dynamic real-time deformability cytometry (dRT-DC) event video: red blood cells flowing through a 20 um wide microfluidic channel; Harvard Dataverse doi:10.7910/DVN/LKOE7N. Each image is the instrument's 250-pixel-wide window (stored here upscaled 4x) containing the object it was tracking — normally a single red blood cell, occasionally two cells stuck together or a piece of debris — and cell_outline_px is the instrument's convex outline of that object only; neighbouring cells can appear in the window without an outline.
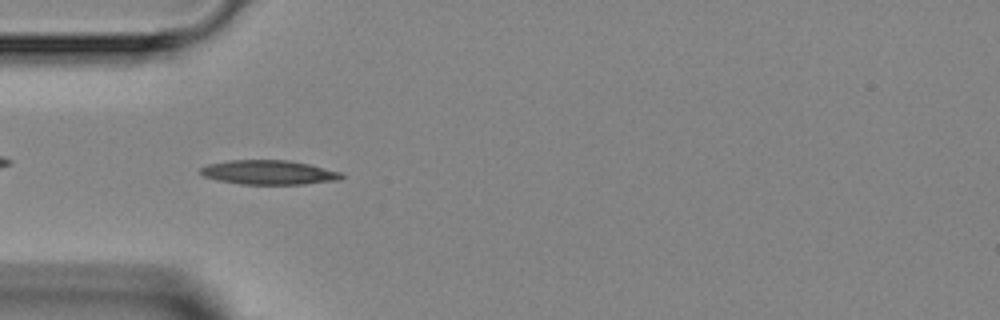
{"species": "Egyptian fruit bat (a non-hibernating species)", "species_latin": "Rousettus aegyptiacus", "temperature_condition": "room temperature", "stored_images_in_passage": 4, "camera_frame_rate_fps": 3000, "um_per_image_px": 0.085, "animal": {"sex": "female"}, "frame": {"image": 1, "passage_image": 2, "time_ms": 1.0, "image_size_px": [1000, 320], "cell_outline_px": [[344, 176], [340, 180], [304, 184], [240, 184], [220, 180], [204, 176], [200, 172], [200, 168], [208, 164], [228, 160], [288, 160], [308, 164], [340, 172]], "centroid_in_image_um": [22.85, 14.65], "position_along_channel_um": 62.2, "area_um2": 19.83}}
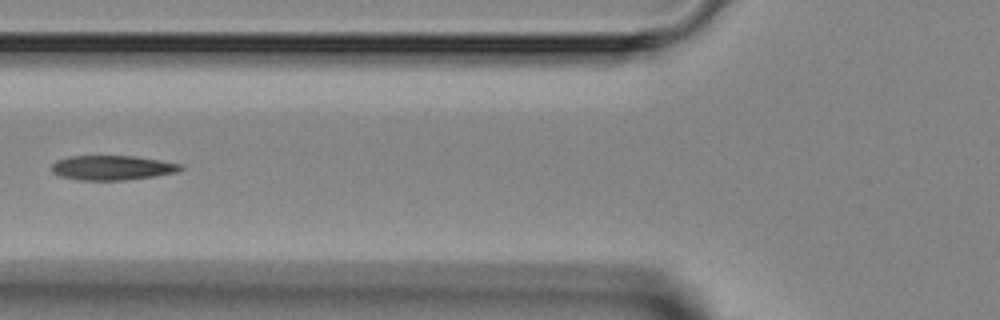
{"frame": {"image": 2, "passage_image": 3, "time_ms": 2.333, "image_size_px": [1000, 320], "cell_outline_px": [[184, 168], [176, 172], [156, 176], [124, 180], [80, 180], [60, 176], [52, 172], [52, 164], [56, 160], [68, 156], [136, 156], [184, 164]], "centroid_in_image_um": [9.56, 14.25], "position_along_channel_um": 116.2, "area_um2": 18.61}}
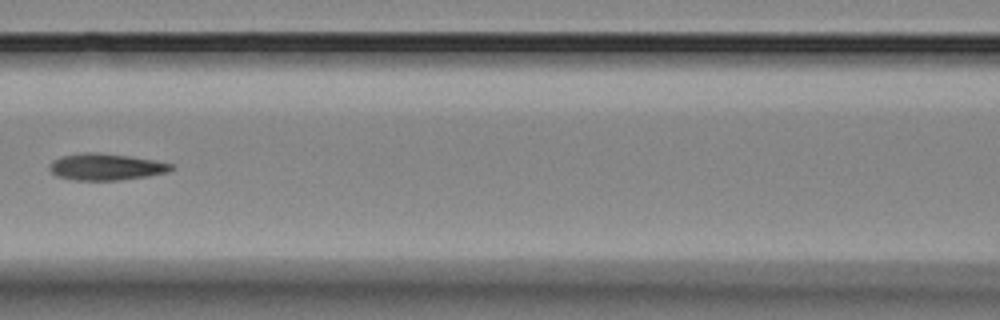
{"frame": {"image": 3, "passage_image": 4, "time_ms": 3.333, "image_size_px": [1000, 320], "cell_outline_px": [[176, 168], [168, 172], [148, 176], [116, 180], [72, 180], [56, 176], [48, 168], [52, 160], [60, 156], [84, 152], [96, 152], [128, 156], [156, 160], [172, 164]], "centroid_in_image_um": [8.99, 14.18], "position_along_channel_um": 157.6, "area_um2": 19.02}}